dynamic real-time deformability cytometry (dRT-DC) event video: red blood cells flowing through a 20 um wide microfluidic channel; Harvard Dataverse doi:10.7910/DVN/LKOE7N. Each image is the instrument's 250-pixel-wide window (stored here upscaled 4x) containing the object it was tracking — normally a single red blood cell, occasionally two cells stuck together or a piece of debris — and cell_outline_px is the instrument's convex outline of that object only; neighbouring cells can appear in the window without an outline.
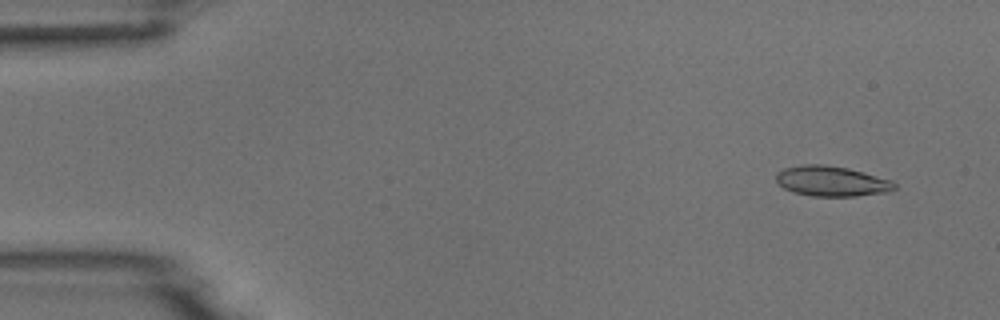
{"species": "common noctule bat (a hibernating species)", "species_latin": "Nyctalus noctula", "temperature_condition": "room temperature", "stored_images_in_passage": 5, "camera_frame_rate_fps": 3000, "um_per_image_px": 0.085, "animal": {"sex": "male", "body_mass_g": 18.8}, "frame": {"image": 1, "passage_image": 2, "time_ms": 1.0, "image_size_px": [1000, 320], "cell_outline_px": [[896, 188], [888, 192], [856, 196], [812, 196], [792, 192], [784, 188], [776, 180], [776, 172], [784, 168], [804, 164], [824, 164], [848, 168], [864, 172], [892, 180], [896, 184]], "centroid_in_image_um": [70.69, 15.39], "position_along_channel_um": 14.3, "area_um2": 20.98}}
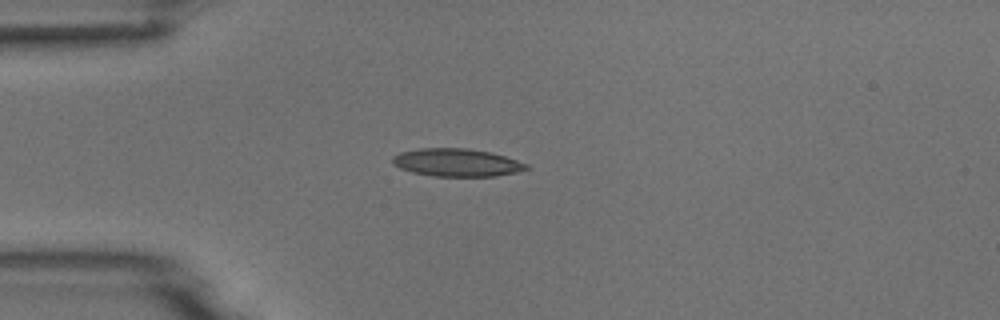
{"frame": {"image": 2, "passage_image": 5, "time_ms": 4.333, "image_size_px": [1000, 320], "cell_outline_px": [[528, 168], [516, 172], [496, 176], [432, 176], [412, 172], [400, 168], [392, 164], [392, 156], [400, 152], [420, 148], [468, 148], [492, 152], [528, 164]], "centroid_in_image_um": [38.79, 13.81], "position_along_channel_um": 46.2, "area_um2": 21.73}}